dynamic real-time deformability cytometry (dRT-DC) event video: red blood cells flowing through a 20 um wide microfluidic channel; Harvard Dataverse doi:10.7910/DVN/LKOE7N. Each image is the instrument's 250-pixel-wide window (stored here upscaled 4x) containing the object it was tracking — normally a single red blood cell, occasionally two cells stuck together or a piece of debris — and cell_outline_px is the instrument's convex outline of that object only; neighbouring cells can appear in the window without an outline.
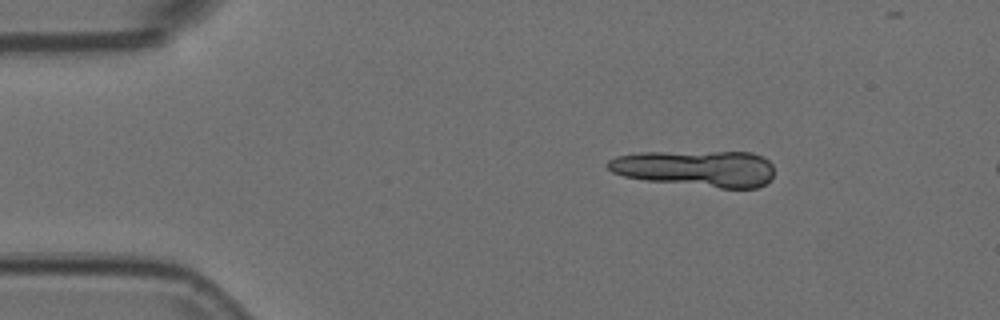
{"species": "Egyptian fruit bat (a non-hibernating species)", "species_latin": "Rousettus aegyptiacus", "temperature_condition": "room temperature", "stored_images_in_passage": 5, "camera_frame_rate_fps": 3000, "um_per_image_px": 0.085, "animal": {"sex": "female"}, "frame": {"image": 1, "passage_image": 3, "time_ms": 0.667, "image_size_px": [1000, 320], "cell_outline_px": [[772, 180], [756, 188], [720, 188], [648, 180], [624, 176], [612, 172], [604, 164], [608, 160], [616, 156], [640, 152], [752, 152], [764, 156], [772, 164]], "centroid_in_image_um": [59.17, 14.31], "position_along_channel_um": 25.8, "area_um2": 35.43}}